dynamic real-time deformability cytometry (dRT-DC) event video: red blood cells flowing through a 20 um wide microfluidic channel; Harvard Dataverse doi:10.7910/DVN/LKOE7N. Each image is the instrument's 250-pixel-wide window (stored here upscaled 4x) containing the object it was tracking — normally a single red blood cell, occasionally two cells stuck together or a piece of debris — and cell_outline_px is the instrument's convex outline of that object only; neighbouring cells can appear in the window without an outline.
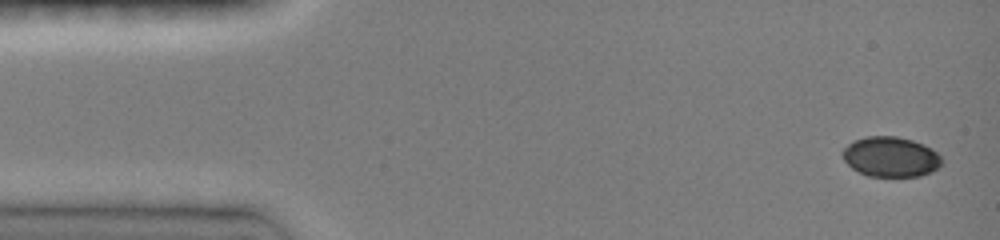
{"species": "common noctule bat (a hibernating species)", "species_latin": "Nyctalus noctula", "temperature_condition": "room temperature", "stored_images_in_passage": 10, "camera_frame_rate_fps": 3000, "um_per_image_px": 0.085, "animal": {"sex": "female", "body_mass_g": 19.0, "forearm_length_mm": 51.5}, "frame": {"image": 1, "passage_image": 1, "time_ms": 0.0, "image_size_px": [1000, 240], "cell_outline_px": [[944, 160], [932, 172], [920, 176], [868, 176], [852, 168], [844, 160], [840, 152], [852, 140], [868, 136], [896, 136], [912, 140], [924, 144], [932, 148]], "centroid_in_image_um": [75.7, 13.32], "position_along_channel_um": 9.3, "area_um2": 23.29}}
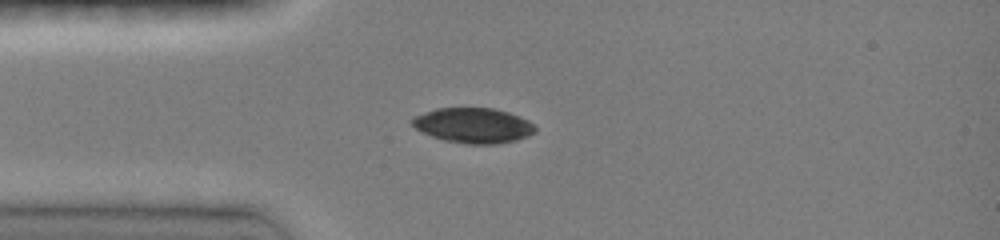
{"frame": {"image": 2, "passage_image": 5, "time_ms": 3.333, "image_size_px": [1000, 240], "cell_outline_px": [[536, 132], [528, 136], [516, 140], [496, 144], [468, 144], [444, 140], [432, 136], [416, 128], [412, 124], [412, 116], [436, 108], [492, 108], [508, 112], [520, 116], [528, 120], [536, 128]], "centroid_in_image_um": [40.24, 10.66], "position_along_channel_um": 44.8, "area_um2": 25.14}}
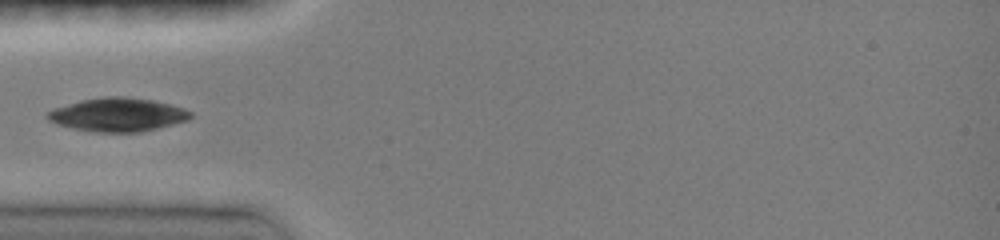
{"frame": {"image": 3, "passage_image": 6, "time_ms": 4.333, "image_size_px": [1000, 240], "cell_outline_px": [[192, 116], [188, 120], [140, 132], [92, 132], [72, 128], [56, 124], [48, 120], [44, 116], [52, 108], [80, 100], [104, 96], [124, 96], [152, 100], [184, 108], [192, 112]], "centroid_in_image_um": [9.95, 9.74], "position_along_channel_um": 75.0, "area_um2": 28.09}}